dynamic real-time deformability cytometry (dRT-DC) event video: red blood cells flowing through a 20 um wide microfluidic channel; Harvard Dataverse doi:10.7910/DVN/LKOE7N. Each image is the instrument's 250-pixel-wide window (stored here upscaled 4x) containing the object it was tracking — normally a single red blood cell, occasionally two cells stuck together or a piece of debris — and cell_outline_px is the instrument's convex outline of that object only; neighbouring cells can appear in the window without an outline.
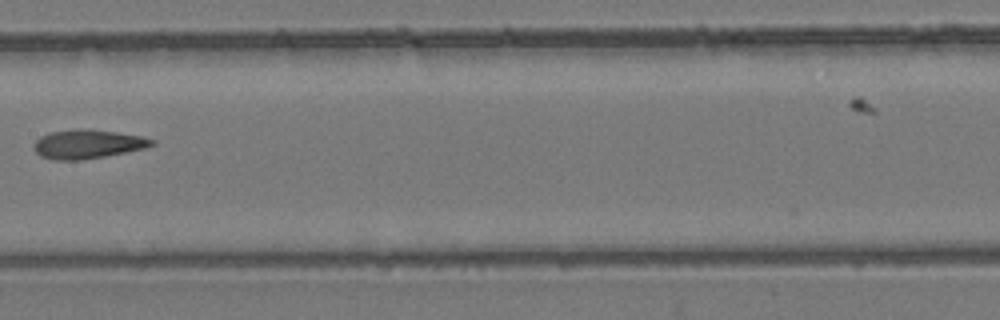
{"species": "common noctule bat (a hibernating species)", "species_latin": "Nyctalus noctula", "temperature_condition": "room temperature", "stored_images_in_passage": 7, "camera_frame_rate_fps": 3000, "um_per_image_px": 0.085, "animal": {"sex": "female", "body_mass_g": 24.6, "forearm_length_mm": 56.2}, "frame": {"image": 1, "passage_image": 5, "time_ms": 5.333, "image_size_px": [1000, 320], "cell_outline_px": [[156, 144], [144, 148], [104, 156], [80, 160], [56, 160], [40, 156], [32, 148], [36, 140], [40, 136], [48, 132], [76, 128], [88, 128], [144, 136], [156, 140]], "centroid_in_image_um": [7.44, 12.23], "position_along_channel_um": 200.0, "area_um2": 20.11}}
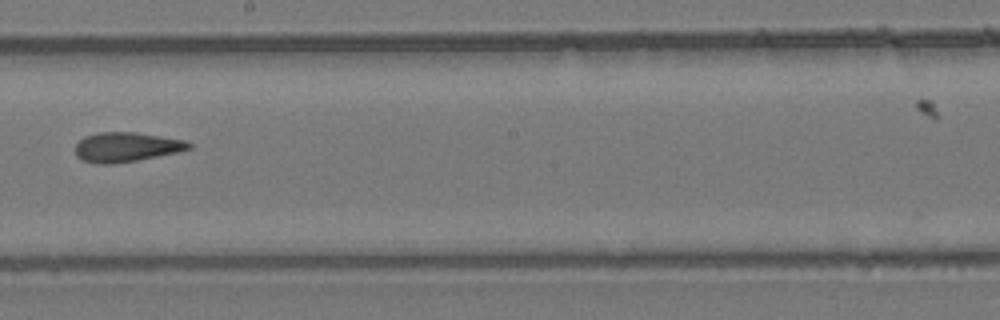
{"frame": {"image": 2, "passage_image": 6, "time_ms": 6.333, "image_size_px": [1000, 320], "cell_outline_px": [[192, 148], [176, 152], [136, 160], [112, 164], [96, 164], [84, 160], [76, 156], [76, 144], [84, 136], [100, 132], [136, 132], [184, 140], [192, 144]], "centroid_in_image_um": [10.71, 12.49], "position_along_channel_um": 237.5, "area_um2": 19.36}}